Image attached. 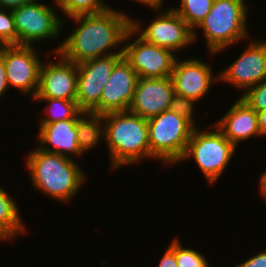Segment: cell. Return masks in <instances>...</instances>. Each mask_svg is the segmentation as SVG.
Segmentation results:
<instances>
[{
	"label": "cell",
	"instance_id": "cell-1",
	"mask_svg": "<svg viewBox=\"0 0 266 267\" xmlns=\"http://www.w3.org/2000/svg\"><path fill=\"white\" fill-rule=\"evenodd\" d=\"M131 18L113 7L97 14L72 17L70 19L75 21L78 27L73 28V32L54 48L53 54L58 53L75 64L89 59L123 54L125 36L131 29ZM119 46L120 48L115 50Z\"/></svg>",
	"mask_w": 266,
	"mask_h": 267
},
{
	"label": "cell",
	"instance_id": "cell-2",
	"mask_svg": "<svg viewBox=\"0 0 266 267\" xmlns=\"http://www.w3.org/2000/svg\"><path fill=\"white\" fill-rule=\"evenodd\" d=\"M27 156L26 169L32 186L56 201L70 202L87 180L82 167L73 158L39 147Z\"/></svg>",
	"mask_w": 266,
	"mask_h": 267
},
{
	"label": "cell",
	"instance_id": "cell-3",
	"mask_svg": "<svg viewBox=\"0 0 266 267\" xmlns=\"http://www.w3.org/2000/svg\"><path fill=\"white\" fill-rule=\"evenodd\" d=\"M104 124L112 170L150 159L147 119L129 110L110 112L104 114Z\"/></svg>",
	"mask_w": 266,
	"mask_h": 267
},
{
	"label": "cell",
	"instance_id": "cell-4",
	"mask_svg": "<svg viewBox=\"0 0 266 267\" xmlns=\"http://www.w3.org/2000/svg\"><path fill=\"white\" fill-rule=\"evenodd\" d=\"M192 107L178 104L147 119L150 158L166 166L177 164L183 157L192 132L197 126Z\"/></svg>",
	"mask_w": 266,
	"mask_h": 267
},
{
	"label": "cell",
	"instance_id": "cell-5",
	"mask_svg": "<svg viewBox=\"0 0 266 267\" xmlns=\"http://www.w3.org/2000/svg\"><path fill=\"white\" fill-rule=\"evenodd\" d=\"M245 1L214 0L210 12L193 30V41L199 36L197 29H201L208 51L214 55L247 39L248 6Z\"/></svg>",
	"mask_w": 266,
	"mask_h": 267
},
{
	"label": "cell",
	"instance_id": "cell-6",
	"mask_svg": "<svg viewBox=\"0 0 266 267\" xmlns=\"http://www.w3.org/2000/svg\"><path fill=\"white\" fill-rule=\"evenodd\" d=\"M196 126L187 144L186 151L181 161L194 159L203 175L212 185L219 180L224 170L228 167L236 147L213 124L208 126L212 131H201ZM215 129V130H214Z\"/></svg>",
	"mask_w": 266,
	"mask_h": 267
},
{
	"label": "cell",
	"instance_id": "cell-7",
	"mask_svg": "<svg viewBox=\"0 0 266 267\" xmlns=\"http://www.w3.org/2000/svg\"><path fill=\"white\" fill-rule=\"evenodd\" d=\"M37 0L12 9L16 30L17 45H35L45 39H56L65 28L66 19L59 18L56 8ZM63 27V28H62Z\"/></svg>",
	"mask_w": 266,
	"mask_h": 267
},
{
	"label": "cell",
	"instance_id": "cell-8",
	"mask_svg": "<svg viewBox=\"0 0 266 267\" xmlns=\"http://www.w3.org/2000/svg\"><path fill=\"white\" fill-rule=\"evenodd\" d=\"M214 74L212 66L199 58L181 61L176 58L171 79L177 103L195 109V104L209 93L214 82H219V74Z\"/></svg>",
	"mask_w": 266,
	"mask_h": 267
},
{
	"label": "cell",
	"instance_id": "cell-9",
	"mask_svg": "<svg viewBox=\"0 0 266 267\" xmlns=\"http://www.w3.org/2000/svg\"><path fill=\"white\" fill-rule=\"evenodd\" d=\"M163 12L146 24V28L139 19L131 18V29L144 41L169 49L174 54L191 46L194 43L193 30L172 7Z\"/></svg>",
	"mask_w": 266,
	"mask_h": 267
},
{
	"label": "cell",
	"instance_id": "cell-10",
	"mask_svg": "<svg viewBox=\"0 0 266 267\" xmlns=\"http://www.w3.org/2000/svg\"><path fill=\"white\" fill-rule=\"evenodd\" d=\"M130 29L124 40L123 57L140 78L171 77L176 55L169 49L144 41ZM130 39L132 40L130 43Z\"/></svg>",
	"mask_w": 266,
	"mask_h": 267
},
{
	"label": "cell",
	"instance_id": "cell-11",
	"mask_svg": "<svg viewBox=\"0 0 266 267\" xmlns=\"http://www.w3.org/2000/svg\"><path fill=\"white\" fill-rule=\"evenodd\" d=\"M123 54L89 59L77 64L76 102L82 112L99 114V102L104 85L111 76L115 64Z\"/></svg>",
	"mask_w": 266,
	"mask_h": 267
},
{
	"label": "cell",
	"instance_id": "cell-12",
	"mask_svg": "<svg viewBox=\"0 0 266 267\" xmlns=\"http://www.w3.org/2000/svg\"><path fill=\"white\" fill-rule=\"evenodd\" d=\"M0 55L3 57L9 88L14 87L24 95L30 94L33 100L38 91L43 63L34 45H6Z\"/></svg>",
	"mask_w": 266,
	"mask_h": 267
},
{
	"label": "cell",
	"instance_id": "cell-13",
	"mask_svg": "<svg viewBox=\"0 0 266 267\" xmlns=\"http://www.w3.org/2000/svg\"><path fill=\"white\" fill-rule=\"evenodd\" d=\"M248 42L239 57L218 73L219 82H228L243 93L266 79V40Z\"/></svg>",
	"mask_w": 266,
	"mask_h": 267
},
{
	"label": "cell",
	"instance_id": "cell-14",
	"mask_svg": "<svg viewBox=\"0 0 266 267\" xmlns=\"http://www.w3.org/2000/svg\"><path fill=\"white\" fill-rule=\"evenodd\" d=\"M178 105L171 77L140 78L129 111L145 119Z\"/></svg>",
	"mask_w": 266,
	"mask_h": 267
},
{
	"label": "cell",
	"instance_id": "cell-15",
	"mask_svg": "<svg viewBox=\"0 0 266 267\" xmlns=\"http://www.w3.org/2000/svg\"><path fill=\"white\" fill-rule=\"evenodd\" d=\"M58 61H43L40 69L39 86L34 98H56L76 101L77 64L55 53ZM47 62V63H46Z\"/></svg>",
	"mask_w": 266,
	"mask_h": 267
},
{
	"label": "cell",
	"instance_id": "cell-16",
	"mask_svg": "<svg viewBox=\"0 0 266 267\" xmlns=\"http://www.w3.org/2000/svg\"><path fill=\"white\" fill-rule=\"evenodd\" d=\"M139 76L122 57L114 66L104 85L99 102V114L128 111L133 101Z\"/></svg>",
	"mask_w": 266,
	"mask_h": 267
},
{
	"label": "cell",
	"instance_id": "cell-17",
	"mask_svg": "<svg viewBox=\"0 0 266 267\" xmlns=\"http://www.w3.org/2000/svg\"><path fill=\"white\" fill-rule=\"evenodd\" d=\"M214 125L236 148L241 141L260 137L257 111L240 98Z\"/></svg>",
	"mask_w": 266,
	"mask_h": 267
},
{
	"label": "cell",
	"instance_id": "cell-18",
	"mask_svg": "<svg viewBox=\"0 0 266 267\" xmlns=\"http://www.w3.org/2000/svg\"><path fill=\"white\" fill-rule=\"evenodd\" d=\"M37 138L41 150L69 158L83 156L77 141L76 119L40 123Z\"/></svg>",
	"mask_w": 266,
	"mask_h": 267
},
{
	"label": "cell",
	"instance_id": "cell-19",
	"mask_svg": "<svg viewBox=\"0 0 266 267\" xmlns=\"http://www.w3.org/2000/svg\"><path fill=\"white\" fill-rule=\"evenodd\" d=\"M19 212L17 201L0 185V241H13L26 233Z\"/></svg>",
	"mask_w": 266,
	"mask_h": 267
},
{
	"label": "cell",
	"instance_id": "cell-20",
	"mask_svg": "<svg viewBox=\"0 0 266 267\" xmlns=\"http://www.w3.org/2000/svg\"><path fill=\"white\" fill-rule=\"evenodd\" d=\"M77 141L83 154L105 140L104 115L82 112L76 119Z\"/></svg>",
	"mask_w": 266,
	"mask_h": 267
},
{
	"label": "cell",
	"instance_id": "cell-21",
	"mask_svg": "<svg viewBox=\"0 0 266 267\" xmlns=\"http://www.w3.org/2000/svg\"><path fill=\"white\" fill-rule=\"evenodd\" d=\"M33 100L47 103V110L44 112L45 117L39 121L40 123H53L60 120L77 119L82 113L76 101L56 98H34Z\"/></svg>",
	"mask_w": 266,
	"mask_h": 267
},
{
	"label": "cell",
	"instance_id": "cell-22",
	"mask_svg": "<svg viewBox=\"0 0 266 267\" xmlns=\"http://www.w3.org/2000/svg\"><path fill=\"white\" fill-rule=\"evenodd\" d=\"M214 0H181L180 7H172L194 30L210 12Z\"/></svg>",
	"mask_w": 266,
	"mask_h": 267
},
{
	"label": "cell",
	"instance_id": "cell-23",
	"mask_svg": "<svg viewBox=\"0 0 266 267\" xmlns=\"http://www.w3.org/2000/svg\"><path fill=\"white\" fill-rule=\"evenodd\" d=\"M53 2L67 18L97 14L110 8L103 0H54Z\"/></svg>",
	"mask_w": 266,
	"mask_h": 267
},
{
	"label": "cell",
	"instance_id": "cell-24",
	"mask_svg": "<svg viewBox=\"0 0 266 267\" xmlns=\"http://www.w3.org/2000/svg\"><path fill=\"white\" fill-rule=\"evenodd\" d=\"M175 237L169 247L174 251L178 267H209L204 254L193 248H183L182 243Z\"/></svg>",
	"mask_w": 266,
	"mask_h": 267
},
{
	"label": "cell",
	"instance_id": "cell-25",
	"mask_svg": "<svg viewBox=\"0 0 266 267\" xmlns=\"http://www.w3.org/2000/svg\"><path fill=\"white\" fill-rule=\"evenodd\" d=\"M0 40L5 45H17V30L10 9L0 8Z\"/></svg>",
	"mask_w": 266,
	"mask_h": 267
},
{
	"label": "cell",
	"instance_id": "cell-26",
	"mask_svg": "<svg viewBox=\"0 0 266 267\" xmlns=\"http://www.w3.org/2000/svg\"><path fill=\"white\" fill-rule=\"evenodd\" d=\"M241 100H243L250 108L262 111L266 109V79L247 89L244 94L241 93Z\"/></svg>",
	"mask_w": 266,
	"mask_h": 267
},
{
	"label": "cell",
	"instance_id": "cell-27",
	"mask_svg": "<svg viewBox=\"0 0 266 267\" xmlns=\"http://www.w3.org/2000/svg\"><path fill=\"white\" fill-rule=\"evenodd\" d=\"M234 267H266V249L251 256Z\"/></svg>",
	"mask_w": 266,
	"mask_h": 267
},
{
	"label": "cell",
	"instance_id": "cell-28",
	"mask_svg": "<svg viewBox=\"0 0 266 267\" xmlns=\"http://www.w3.org/2000/svg\"><path fill=\"white\" fill-rule=\"evenodd\" d=\"M158 267H178L175 253L169 246L166 249L162 258L160 259Z\"/></svg>",
	"mask_w": 266,
	"mask_h": 267
},
{
	"label": "cell",
	"instance_id": "cell-29",
	"mask_svg": "<svg viewBox=\"0 0 266 267\" xmlns=\"http://www.w3.org/2000/svg\"><path fill=\"white\" fill-rule=\"evenodd\" d=\"M9 89L7 81V73L4 66L3 57L0 55V98L5 95V91Z\"/></svg>",
	"mask_w": 266,
	"mask_h": 267
},
{
	"label": "cell",
	"instance_id": "cell-30",
	"mask_svg": "<svg viewBox=\"0 0 266 267\" xmlns=\"http://www.w3.org/2000/svg\"><path fill=\"white\" fill-rule=\"evenodd\" d=\"M32 0H0V8L15 9L29 3Z\"/></svg>",
	"mask_w": 266,
	"mask_h": 267
},
{
	"label": "cell",
	"instance_id": "cell-31",
	"mask_svg": "<svg viewBox=\"0 0 266 267\" xmlns=\"http://www.w3.org/2000/svg\"><path fill=\"white\" fill-rule=\"evenodd\" d=\"M134 2V0H133ZM135 2L146 6L147 8L149 7L150 9H153V11H159L161 8H163V2L164 0H135Z\"/></svg>",
	"mask_w": 266,
	"mask_h": 267
},
{
	"label": "cell",
	"instance_id": "cell-32",
	"mask_svg": "<svg viewBox=\"0 0 266 267\" xmlns=\"http://www.w3.org/2000/svg\"><path fill=\"white\" fill-rule=\"evenodd\" d=\"M260 137L266 136V109L257 112Z\"/></svg>",
	"mask_w": 266,
	"mask_h": 267
},
{
	"label": "cell",
	"instance_id": "cell-33",
	"mask_svg": "<svg viewBox=\"0 0 266 267\" xmlns=\"http://www.w3.org/2000/svg\"><path fill=\"white\" fill-rule=\"evenodd\" d=\"M260 183V195H263L262 198L266 199V182H259Z\"/></svg>",
	"mask_w": 266,
	"mask_h": 267
},
{
	"label": "cell",
	"instance_id": "cell-34",
	"mask_svg": "<svg viewBox=\"0 0 266 267\" xmlns=\"http://www.w3.org/2000/svg\"><path fill=\"white\" fill-rule=\"evenodd\" d=\"M259 182H266V171L263 174H261Z\"/></svg>",
	"mask_w": 266,
	"mask_h": 267
},
{
	"label": "cell",
	"instance_id": "cell-35",
	"mask_svg": "<svg viewBox=\"0 0 266 267\" xmlns=\"http://www.w3.org/2000/svg\"><path fill=\"white\" fill-rule=\"evenodd\" d=\"M6 45L0 40V51L5 47Z\"/></svg>",
	"mask_w": 266,
	"mask_h": 267
}]
</instances>
